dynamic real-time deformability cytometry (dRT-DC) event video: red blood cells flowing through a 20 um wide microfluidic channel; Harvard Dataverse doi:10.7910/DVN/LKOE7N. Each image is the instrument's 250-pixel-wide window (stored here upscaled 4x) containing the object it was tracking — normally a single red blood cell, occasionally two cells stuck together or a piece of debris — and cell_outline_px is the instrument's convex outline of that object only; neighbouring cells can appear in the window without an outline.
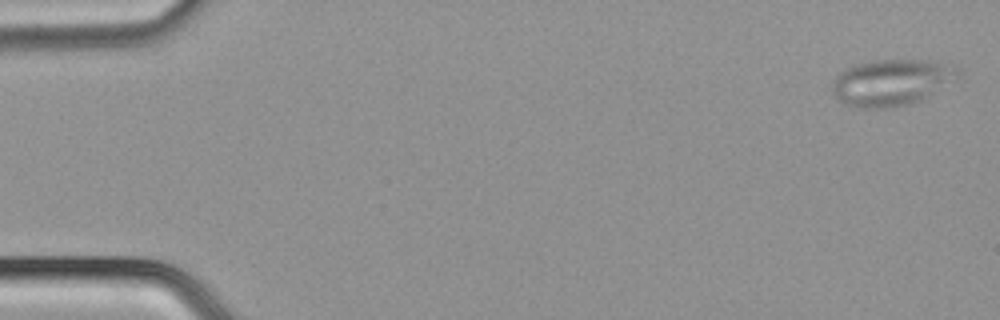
{"species": "common noctule bat (a hibernating species)", "species_latin": "Nyctalus noctula", "temperature_condition": "cold", "stored_images_in_passage": 50, "segment_of_instrument_passage": [1, 2], "camera_frame_rate_fps": 3000, "um_per_image_px": 0.085, "animal": {"sex": "male", "body_mass_g": 21.5, "forearm_length_mm": 52.0}, "frame": {"image": 1, "passage_image": 1, "time_ms": 0.0, "image_size_px": [1000, 320], "cell_outline_px": [[964, 68], [960, 76], [920, 100], [912, 104], [884, 108], [860, 108], [848, 104], [840, 100], [832, 92], [832, 80], [844, 68], [852, 64], [872, 60], [928, 60]], "centroid_in_image_um": [75.77, 6.98], "position_along_channel_um": 9.2, "area_um2": 34.1}}